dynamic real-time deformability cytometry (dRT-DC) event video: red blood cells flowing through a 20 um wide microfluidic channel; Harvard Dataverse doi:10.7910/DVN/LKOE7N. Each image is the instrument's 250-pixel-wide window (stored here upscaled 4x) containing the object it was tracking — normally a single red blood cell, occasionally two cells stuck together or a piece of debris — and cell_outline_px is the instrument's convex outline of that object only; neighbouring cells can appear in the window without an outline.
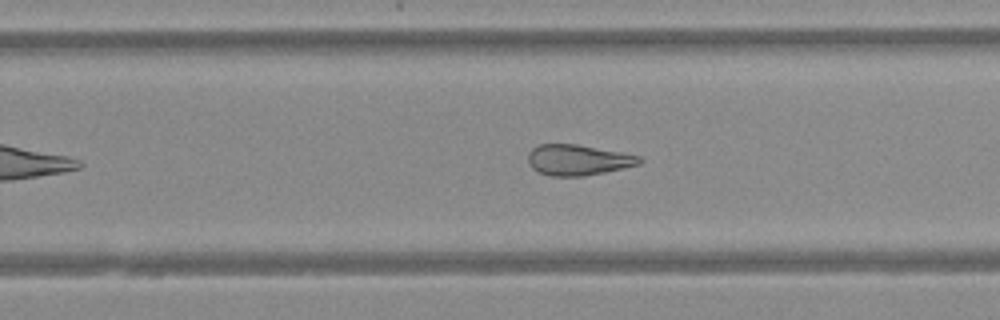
{"species": "Egyptian fruit bat (a non-hibernating species)", "species_latin": "Rousettus aegyptiacus", "temperature_condition": "warm", "stored_images_in_passage": 24, "camera_frame_rate_fps": 3000, "um_per_image_px": 0.085, "animal": {"sex": "female"}, "frame": {"image": 1, "passage_image": 17, "time_ms": 5.333, "image_size_px": [1000, 320], "cell_outline_px": [[644, 160], [640, 164], [604, 172], [584, 176], [552, 176], [540, 172], [532, 168], [528, 164], [528, 152], [536, 144], [576, 144], [620, 152], [640, 156]], "centroid_in_image_um": [49.1, 13.59], "position_along_channel_um": 280.7, "area_um2": 19.88}}